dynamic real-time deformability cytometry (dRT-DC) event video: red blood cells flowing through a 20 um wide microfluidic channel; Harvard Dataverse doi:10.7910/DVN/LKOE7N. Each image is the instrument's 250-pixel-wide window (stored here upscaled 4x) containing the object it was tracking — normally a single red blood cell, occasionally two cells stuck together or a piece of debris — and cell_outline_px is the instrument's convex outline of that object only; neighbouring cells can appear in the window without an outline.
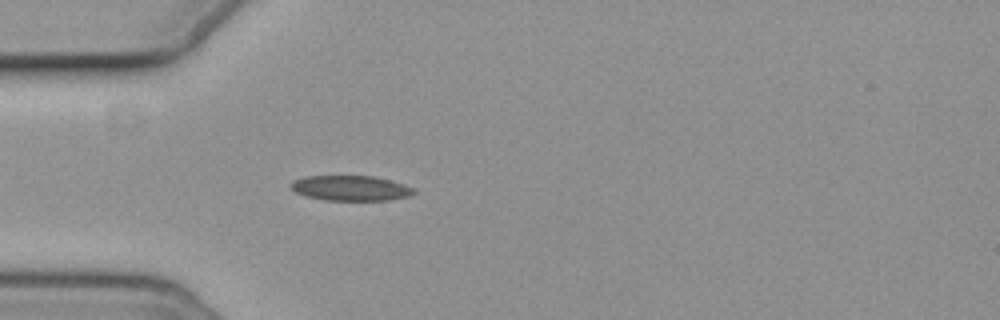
{"species": "common noctule bat (a hibernating species)", "species_latin": "Nyctalus noctula", "temperature_condition": "cold", "stored_images_in_passage": 4, "camera_frame_rate_fps": 3000, "um_per_image_px": 0.085, "animal": {"sex": "female", "body_mass_g": 19.3, "forearm_length_mm": 54.1}, "frame": {"image": 1, "passage_image": 4, "time_ms": 3.667, "image_size_px": [1000, 320], "cell_outline_px": [[416, 192], [408, 196], [388, 200], [324, 200], [304, 196], [296, 192], [288, 184], [304, 176], [372, 176], [404, 184], [412, 188]], "centroid_in_image_um": [29.77, 15.99], "position_along_channel_um": 55.2, "area_um2": 17.86}}